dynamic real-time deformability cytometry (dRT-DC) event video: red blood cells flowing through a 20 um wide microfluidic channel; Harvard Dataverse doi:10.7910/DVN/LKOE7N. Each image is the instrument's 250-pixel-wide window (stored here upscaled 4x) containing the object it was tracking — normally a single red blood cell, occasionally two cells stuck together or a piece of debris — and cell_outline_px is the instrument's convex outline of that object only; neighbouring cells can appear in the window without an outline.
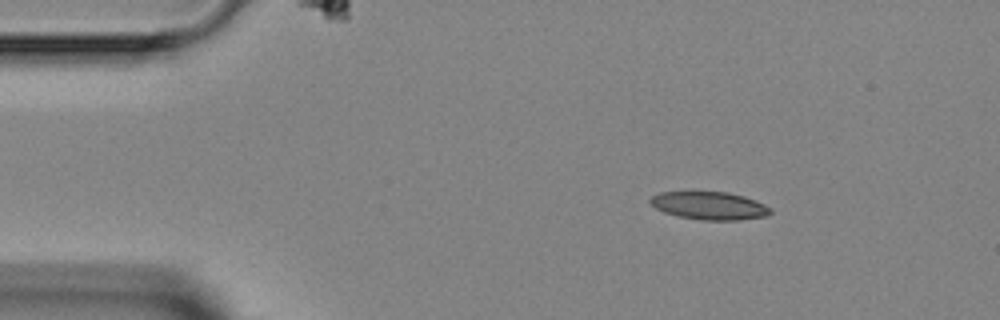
{"species": "Egyptian fruit bat (a non-hibernating species)", "species_latin": "Rousettus aegyptiacus", "temperature_condition": "room temperature", "stored_images_in_passage": 2, "camera_frame_rate_fps": 3000, "um_per_image_px": 0.085, "animal": {"sex": "female"}, "frame": {"image": 1, "passage_image": 1, "time_ms": 0.0, "image_size_px": [1000, 320], "cell_outline_px": [[772, 212], [768, 216], [740, 220], [700, 220], [680, 216], [664, 212], [656, 208], [648, 200], [652, 196], [660, 192], [728, 192], [744, 196], [756, 200], [772, 208]], "centroid_in_image_um": [60.35, 17.48], "position_along_channel_um": 24.7, "area_um2": 19.59}}